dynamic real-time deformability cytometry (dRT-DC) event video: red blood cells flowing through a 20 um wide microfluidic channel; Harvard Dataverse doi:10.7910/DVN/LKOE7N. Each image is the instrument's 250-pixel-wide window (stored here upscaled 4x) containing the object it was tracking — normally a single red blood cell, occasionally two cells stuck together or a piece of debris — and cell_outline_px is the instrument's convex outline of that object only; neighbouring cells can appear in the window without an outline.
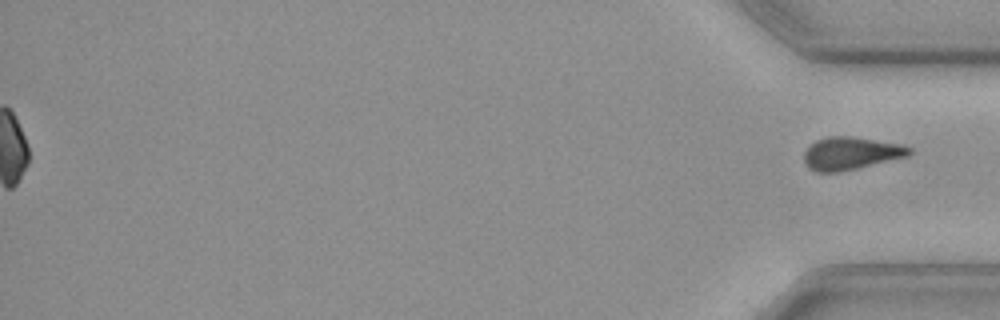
{"species": "common noctule bat (a hibernating species)", "species_latin": "Nyctalus noctula", "temperature_condition": "cold", "stored_images_in_passage": 48, "segment_of_instrument_passage": [2, 2], "camera_frame_rate_fps": 3000, "um_per_image_px": 0.085, "animal": {"sex": "female", "body_mass_g": 19.3, "forearm_length_mm": 54.1}, "frame": {"image": 1, "passage_image": 48, "time_ms": 15.667, "image_size_px": [1000, 320], "cell_outline_px": [[912, 152], [908, 156], [840, 172], [816, 172], [804, 160], [804, 152], [816, 140], [828, 136], [852, 136], [904, 144], [912, 148]], "centroid_in_image_um": [72.37, 13.02], "position_along_channel_um": 362.8, "area_um2": 20.0}}